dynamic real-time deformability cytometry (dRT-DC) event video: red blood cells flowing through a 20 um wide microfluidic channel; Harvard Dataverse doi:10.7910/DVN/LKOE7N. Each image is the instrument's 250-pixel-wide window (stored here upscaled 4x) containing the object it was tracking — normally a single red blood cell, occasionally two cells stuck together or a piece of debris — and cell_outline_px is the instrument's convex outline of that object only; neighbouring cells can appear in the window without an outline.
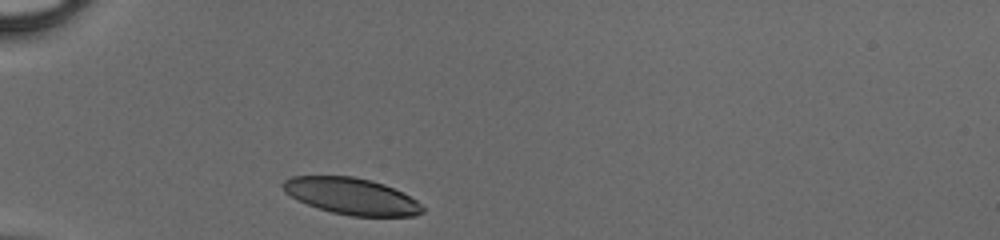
{"species": "human", "species_latin": "Homo sapiens", "temperature_condition": "cold", "stored_images_in_passage": 27, "camera_frame_rate_fps": 3000, "um_per_image_px": 0.085, "donor": {"sex": "male"}, "frame": {"image": 1, "passage_image": 1, "time_ms": 0.0, "image_size_px": [1000, 240], "cell_outline_px": [[424, 212], [416, 216], [352, 216], [332, 212], [296, 200], [284, 192], [280, 184], [284, 180], [292, 176], [352, 176], [372, 180], [384, 184], [416, 200], [424, 208]], "centroid_in_image_um": [29.84, 16.67], "position_along_channel_um": 55.2, "area_um2": 29.65}}
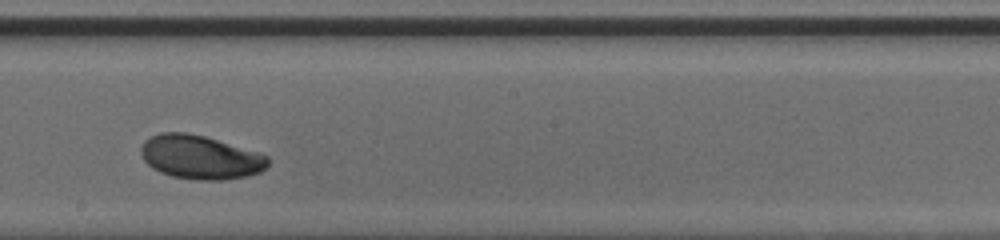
{"frame": {"image": 2, "passage_image": 15, "time_ms": 4.667, "image_size_px": [1000, 240], "cell_outline_px": [[268, 164], [260, 172], [248, 176], [220, 180], [196, 180], [172, 176], [160, 172], [152, 168], [144, 160], [140, 152], [140, 148], [144, 140], [160, 132], [188, 132], [204, 136], [260, 152], [268, 156]], "centroid_in_image_um": [17.01, 13.35], "position_along_channel_um": 231.2, "area_um2": 32.54}}
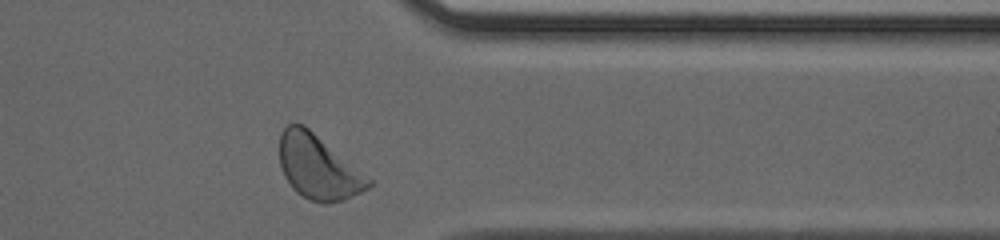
{"frame": {"image": 3, "passage_image": 26, "time_ms": 8.333, "image_size_px": [1000, 240], "cell_outline_px": [[372, 184], [368, 188], [344, 200], [328, 204], [324, 204], [308, 200], [296, 192], [292, 188], [284, 176], [280, 164], [280, 132], [288, 124], [304, 124], [372, 180]], "centroid_in_image_um": [27.02, 14.23], "position_along_channel_um": 384.4, "area_um2": 33.12}}